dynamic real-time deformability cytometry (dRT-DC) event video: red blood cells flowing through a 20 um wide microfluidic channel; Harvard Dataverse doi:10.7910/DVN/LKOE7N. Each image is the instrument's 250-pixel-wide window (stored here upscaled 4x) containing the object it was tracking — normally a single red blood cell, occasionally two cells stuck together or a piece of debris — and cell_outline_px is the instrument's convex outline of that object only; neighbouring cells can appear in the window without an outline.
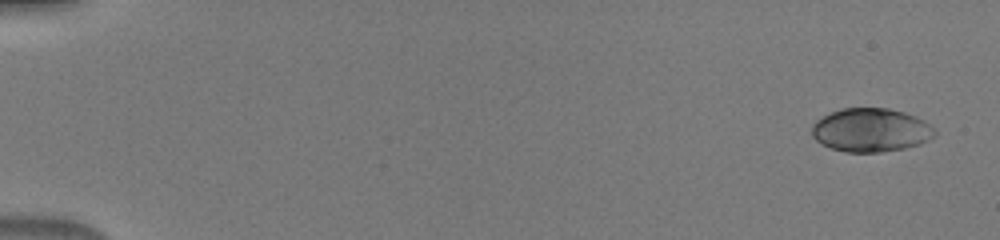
{"species": "human", "species_latin": "Homo sapiens", "temperature_condition": "warm", "stored_images_in_passage": 9, "camera_frame_rate_fps": 3000, "um_per_image_px": 0.085, "donor": {"sex": "male"}, "frame": {"image": 1, "passage_image": 1, "time_ms": 0.0, "image_size_px": [1000, 240], "cell_outline_px": [[936, 136], [920, 144], [904, 148], [880, 152], [844, 152], [832, 148], [816, 140], [812, 136], [812, 124], [816, 120], [832, 112], [844, 108], [888, 108], [904, 112], [916, 116], [924, 120], [936, 132]], "centroid_in_image_um": [74.03, 11.06], "position_along_channel_um": 11.0, "area_um2": 31.1}}
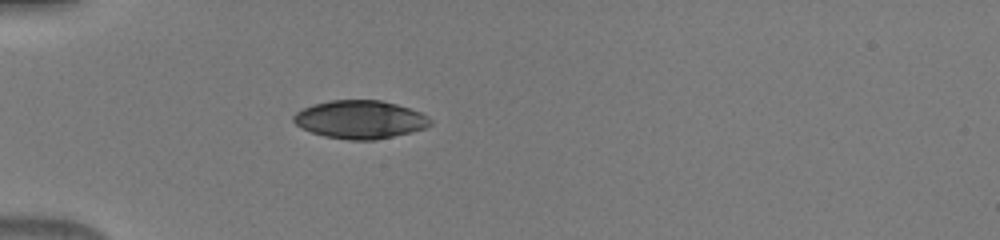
{"frame": {"image": 2, "passage_image": 7, "time_ms": 2.0, "image_size_px": [1000, 240], "cell_outline_px": [[432, 124], [424, 128], [376, 140], [348, 140], [324, 136], [300, 128], [292, 120], [292, 116], [296, 112], [312, 104], [332, 100], [380, 100], [396, 104], [420, 112], [428, 116], [432, 120]], "centroid_in_image_um": [30.58, 10.16], "position_along_channel_um": 54.4, "area_um2": 30.35}}
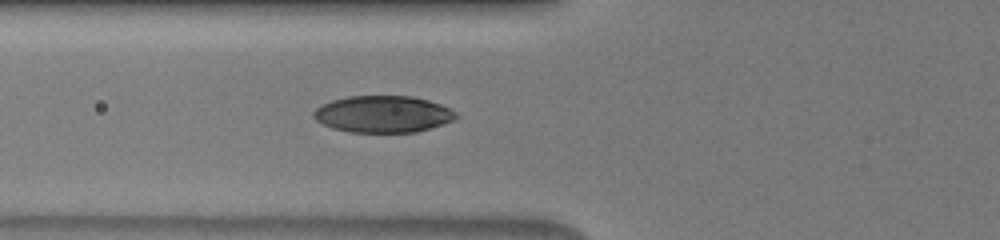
{"frame": {"image": 3, "passage_image": 9, "time_ms": 2.667, "image_size_px": [1000, 240], "cell_outline_px": [[460, 116], [452, 120], [416, 132], [348, 132], [332, 128], [316, 120], [312, 116], [312, 112], [316, 108], [332, 100], [348, 96], [412, 96], [428, 100], [440, 104], [456, 112]], "centroid_in_image_um": [32.53, 9.7], "position_along_channel_um": 93.3, "area_um2": 30.35}}